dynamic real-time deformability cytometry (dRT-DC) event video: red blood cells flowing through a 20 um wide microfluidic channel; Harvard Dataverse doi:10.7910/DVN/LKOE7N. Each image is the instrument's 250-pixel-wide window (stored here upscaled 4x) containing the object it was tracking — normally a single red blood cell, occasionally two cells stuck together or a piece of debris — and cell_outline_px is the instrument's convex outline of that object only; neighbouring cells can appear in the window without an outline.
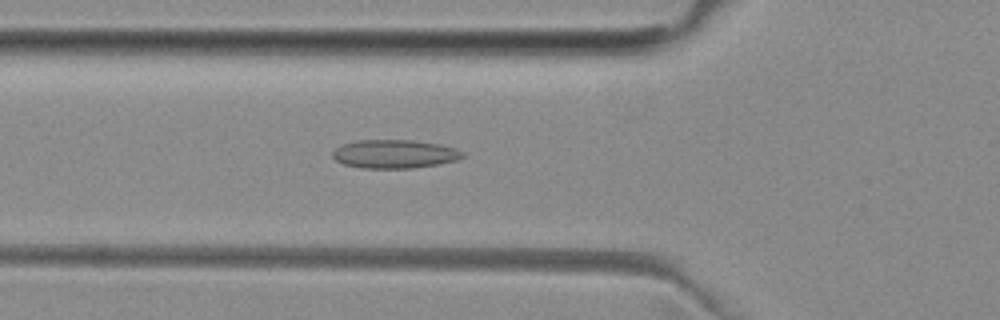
{"species": "common noctule bat (a hibernating species)", "species_latin": "Nyctalus noctula", "temperature_condition": "room temperature", "stored_images_in_passage": 51, "camera_frame_rate_fps": 3000, "um_per_image_px": 0.085, "animal": {"sex": "female", "body_mass_g": 29.2, "forearm_length_mm": 56.3}, "frame": {"image": 1, "passage_image": 18, "time_ms": 5.667, "image_size_px": [1000, 320], "cell_outline_px": [[464, 156], [456, 160], [436, 164], [412, 168], [364, 168], [344, 164], [336, 160], [332, 156], [332, 152], [336, 148], [344, 144], [356, 140], [412, 140], [440, 144], [456, 148], [464, 152]], "centroid_in_image_um": [33.54, 13.08], "position_along_channel_um": 92.3, "area_um2": 21.5}}
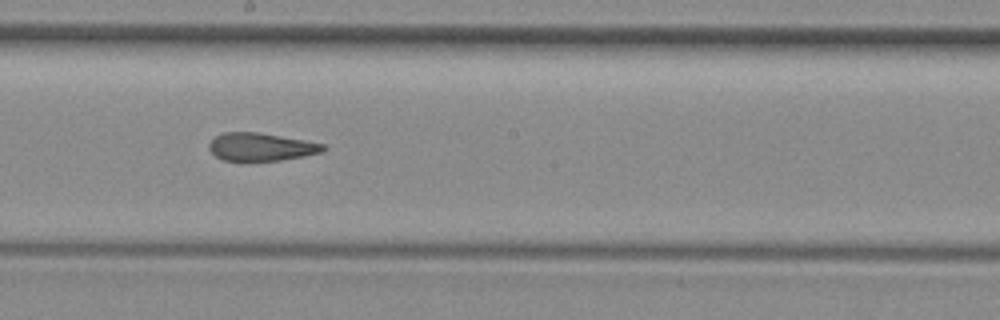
{"frame": {"image": 2, "passage_image": 28, "time_ms": 9.0, "image_size_px": [1000, 320], "cell_outline_px": [[328, 148], [320, 152], [304, 156], [280, 160], [248, 164], [240, 164], [224, 160], [216, 156], [208, 148], [208, 144], [216, 136], [224, 132], [256, 132], [304, 140], [324, 144]], "centroid_in_image_um": [22.13, 12.54], "position_along_channel_um": 226.1, "area_um2": 19.19}}
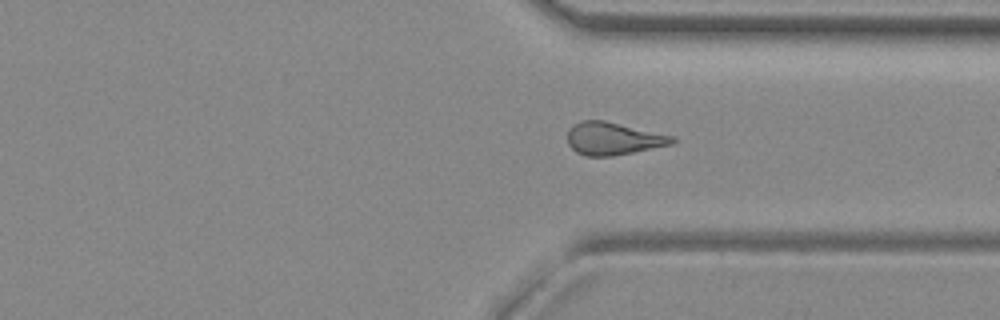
{"frame": {"image": 3, "passage_image": 38, "time_ms": 12.333, "image_size_px": [1000, 320], "cell_outline_px": [[676, 140], [672, 144], [612, 156], [584, 156], [576, 152], [568, 144], [568, 132], [580, 120], [604, 120], [676, 136]], "centroid_in_image_um": [52.14, 11.78], "position_along_channel_um": 359.3, "area_um2": 19.83}, "authors_computed_cell_mechanics": {"area_um2": 20.0566, "velocity_mm_per_s": 3.9985, "shape_relaxation_time_tau1_ms": null, "shape_relaxation_time_tau2_ms": 1.8562, "deformation_change_tau1": null, "deformation_change_tau2": 0.0997}}